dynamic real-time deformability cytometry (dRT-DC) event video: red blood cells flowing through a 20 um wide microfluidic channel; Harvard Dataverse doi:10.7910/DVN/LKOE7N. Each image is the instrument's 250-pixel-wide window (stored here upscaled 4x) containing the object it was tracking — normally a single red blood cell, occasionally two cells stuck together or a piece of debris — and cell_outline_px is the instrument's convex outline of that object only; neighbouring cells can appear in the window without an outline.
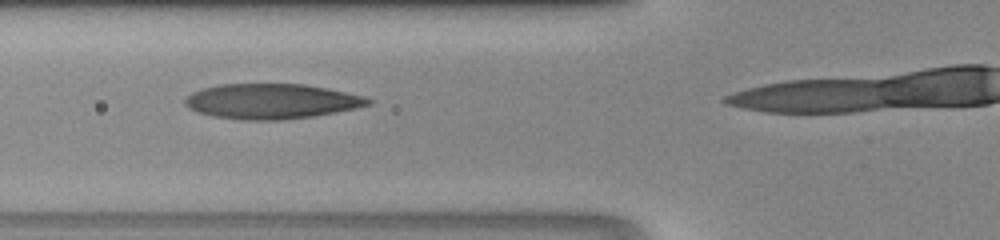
{"species": "human", "species_latin": "Homo sapiens", "temperature_condition": "room temperature", "stored_images_in_passage": 10, "camera_frame_rate_fps": 3000, "um_per_image_px": 0.085, "donor": {"sex": "male"}, "frame": {"image": 1, "passage_image": 4, "time_ms": 1.0, "image_size_px": [1000, 240], "cell_outline_px": [[372, 104], [356, 108], [316, 116], [280, 120], [240, 120], [212, 116], [188, 108], [184, 104], [184, 100], [192, 92], [200, 88], [220, 84], [304, 84], [328, 88], [364, 96], [372, 100]], "centroid_in_image_um": [23.07, 8.61], "position_along_channel_um": 102.7, "area_um2": 37.69}}
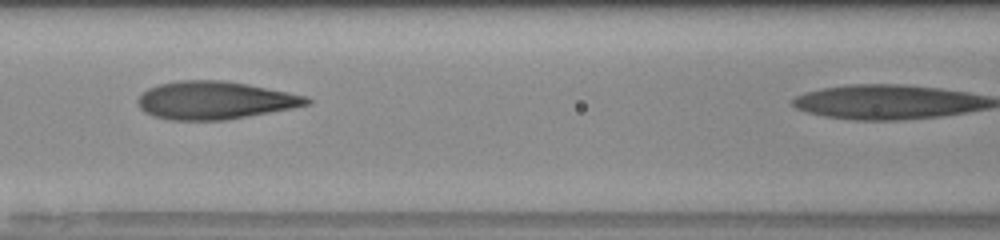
{"frame": {"image": 2, "passage_image": 7, "time_ms": 2.0, "image_size_px": [1000, 240], "cell_outline_px": [[312, 104], [292, 108], [224, 120], [168, 120], [152, 116], [144, 112], [140, 108], [136, 100], [148, 88], [160, 84], [176, 80], [224, 80], [248, 84], [304, 96], [312, 100]], "centroid_in_image_um": [18.21, 8.53], "position_along_channel_um": 148.4, "area_um2": 37.17}}